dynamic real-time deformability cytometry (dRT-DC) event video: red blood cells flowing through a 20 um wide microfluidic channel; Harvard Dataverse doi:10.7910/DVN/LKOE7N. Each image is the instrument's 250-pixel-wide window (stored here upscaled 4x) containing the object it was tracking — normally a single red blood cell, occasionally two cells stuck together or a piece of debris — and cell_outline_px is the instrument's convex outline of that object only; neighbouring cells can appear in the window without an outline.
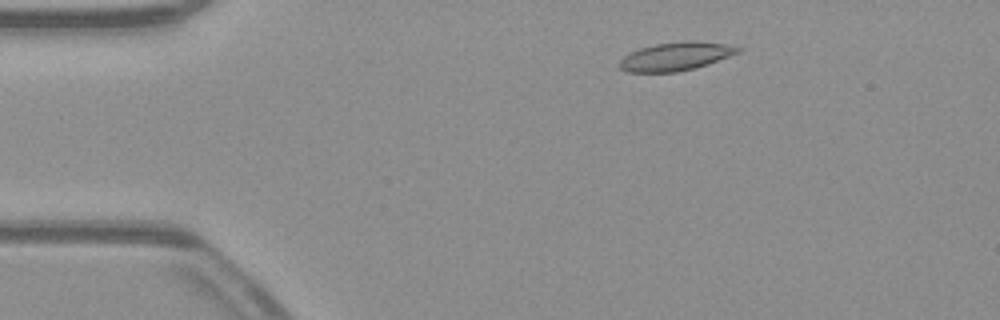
{"species": "common noctule bat (a hibernating species)", "species_latin": "Nyctalus noctula", "temperature_condition": "warm", "stored_images_in_passage": 50, "camera_frame_rate_fps": 3000, "um_per_image_px": 0.085, "animal": {"sex": "male", "body_mass_g": 23.1, "forearm_length_mm": 52.7}, "frame": {"image": 1, "passage_image": 6, "time_ms": 1.667, "image_size_px": [1000, 320], "cell_outline_px": [[744, 48], [740, 52], [708, 64], [676, 72], [628, 72], [620, 68], [620, 60], [624, 56], [640, 48], [656, 44], [684, 40], [688, 40], [724, 44]], "centroid_in_image_um": [57.45, 4.79], "position_along_channel_um": 27.5, "area_um2": 19.36}}
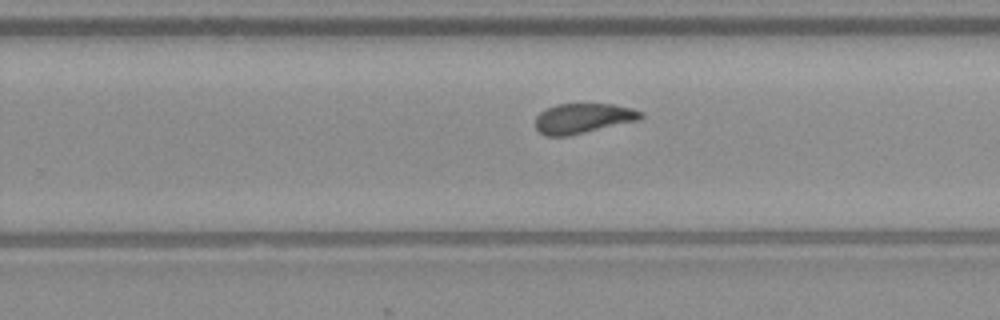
{"frame": {"image": 2, "passage_image": 30, "time_ms": 9.667, "image_size_px": [1000, 320], "cell_outline_px": [[644, 116], [640, 120], [568, 136], [544, 136], [536, 128], [536, 116], [540, 112], [556, 104], [612, 104], [632, 108], [640, 112]], "centroid_in_image_um": [49.55, 10.06], "position_along_channel_um": 280.2, "area_um2": 18.38}}
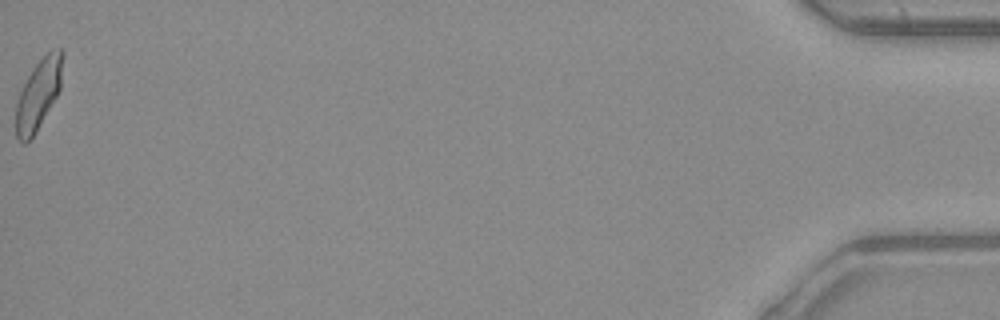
{"frame": {"image": 3, "passage_image": 50, "time_ms": 16.333, "image_size_px": [1000, 320], "cell_outline_px": [[64, 52], [60, 88], [56, 96], [36, 132], [24, 144], [16, 136], [16, 104], [20, 92], [28, 76], [36, 64], [52, 48], [60, 48]], "centroid_in_image_um": [3.28, 7.98], "position_along_channel_um": 431.9, "area_um2": 18.79}, "authors_computed_cell_mechanics": {"area_um2": 19.1029, "velocity_mm_per_s": 3.9081, "shape_relaxation_time_tau1_ms": 6.5293, "shape_relaxation_time_tau2_ms": 1.9098, "deformation_change_tau1": 0.1687, "deformation_change_tau2": 0.0943}}